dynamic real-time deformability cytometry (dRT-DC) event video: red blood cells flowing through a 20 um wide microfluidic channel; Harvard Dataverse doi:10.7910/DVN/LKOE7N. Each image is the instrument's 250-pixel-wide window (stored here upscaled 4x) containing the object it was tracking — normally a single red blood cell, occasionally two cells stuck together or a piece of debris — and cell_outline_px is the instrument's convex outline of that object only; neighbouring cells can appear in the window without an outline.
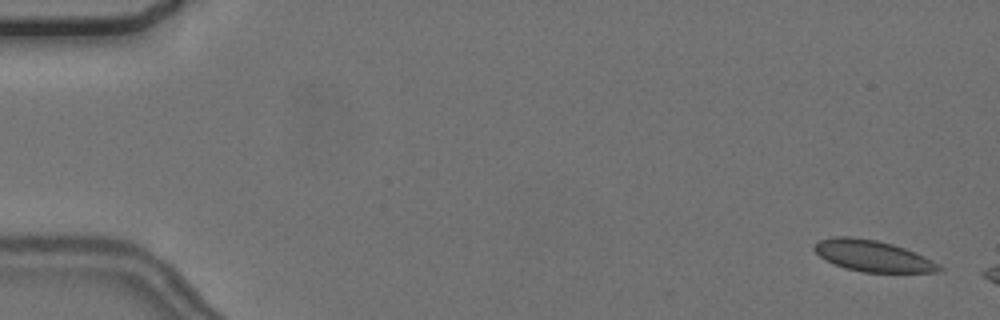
{"species": "common noctule bat (a hibernating species)", "species_latin": "Nyctalus noctula", "temperature_condition": "cold", "stored_images_in_passage": 3, "camera_frame_rate_fps": 3000, "um_per_image_px": 0.085, "animal": {"sex": "female", "body_mass_g": 24.6, "forearm_length_mm": 56.2}, "frame": {"image": 1, "passage_image": 1, "time_ms": 0.0, "image_size_px": [1000, 320], "cell_outline_px": [[944, 268], [936, 272], [864, 272], [844, 268], [820, 256], [812, 248], [812, 244], [820, 240], [832, 236], [848, 236], [876, 240], [892, 244], [904, 248], [924, 256], [940, 264]], "centroid_in_image_um": [74.17, 21.74], "position_along_channel_um": 10.8, "area_um2": 22.6}}